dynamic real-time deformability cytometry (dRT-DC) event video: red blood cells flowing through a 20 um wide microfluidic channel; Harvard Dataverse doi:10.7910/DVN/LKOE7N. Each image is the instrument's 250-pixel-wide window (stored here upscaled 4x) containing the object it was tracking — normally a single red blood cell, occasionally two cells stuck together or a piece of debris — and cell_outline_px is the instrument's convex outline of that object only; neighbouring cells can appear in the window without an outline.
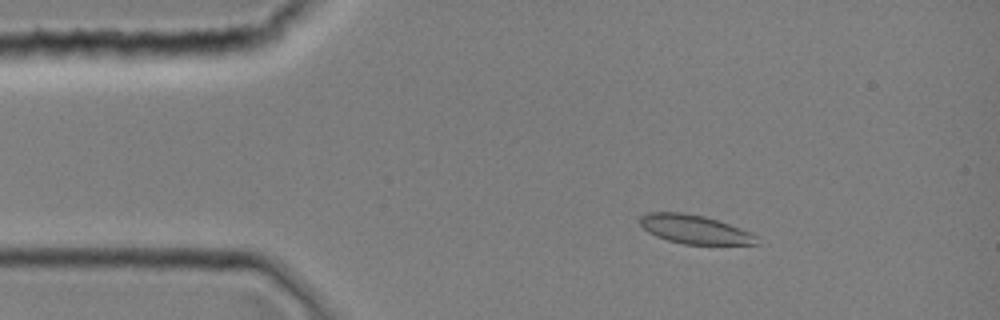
{"species": "common noctule bat (a hibernating species)", "species_latin": "Nyctalus noctula", "temperature_condition": "room temperature", "stored_images_in_passage": 10, "camera_frame_rate_fps": 3000, "um_per_image_px": 0.085, "animal": {"sex": "female", "body_mass_g": 19.0, "forearm_length_mm": 51.5}, "frame": {"image": 1, "passage_image": 6, "time_ms": 1.667, "image_size_px": [1000, 320], "cell_outline_px": [[756, 244], [684, 244], [668, 240], [656, 236], [648, 232], [640, 224], [640, 216], [644, 212], [684, 212], [704, 216], [752, 232], [756, 236]], "centroid_in_image_um": [58.99, 19.48], "position_along_channel_um": 26.0, "area_um2": 19.42}}